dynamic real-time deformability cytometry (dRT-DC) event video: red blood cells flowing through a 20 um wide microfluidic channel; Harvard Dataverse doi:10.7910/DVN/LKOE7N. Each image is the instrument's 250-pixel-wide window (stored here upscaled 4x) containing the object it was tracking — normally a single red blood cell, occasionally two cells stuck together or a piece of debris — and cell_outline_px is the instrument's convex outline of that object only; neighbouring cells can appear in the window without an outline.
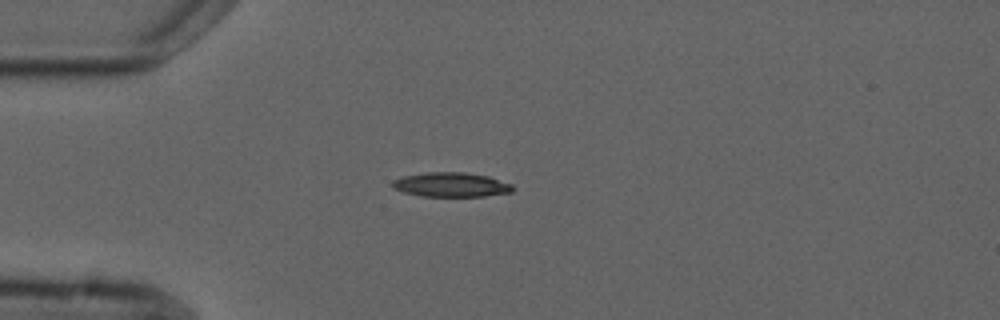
{"species": "common noctule bat (a hibernating species)", "species_latin": "Nyctalus noctula", "temperature_condition": "cold", "stored_images_in_passage": 1, "camera_frame_rate_fps": 3000, "um_per_image_px": 0.085, "animal": {"sex": "male", "forearm_length_mm": 52.5}, "frame": {"image": 1, "passage_image": 1, "time_ms": 0.0, "image_size_px": [1000, 320], "cell_outline_px": [[516, 188], [512, 192], [484, 196], [420, 196], [404, 192], [392, 188], [392, 180], [404, 176], [428, 172], [464, 172], [488, 176], [512, 184]], "centroid_in_image_um": [38.36, 15.7], "position_along_channel_um": 46.6, "area_um2": 17.17}}